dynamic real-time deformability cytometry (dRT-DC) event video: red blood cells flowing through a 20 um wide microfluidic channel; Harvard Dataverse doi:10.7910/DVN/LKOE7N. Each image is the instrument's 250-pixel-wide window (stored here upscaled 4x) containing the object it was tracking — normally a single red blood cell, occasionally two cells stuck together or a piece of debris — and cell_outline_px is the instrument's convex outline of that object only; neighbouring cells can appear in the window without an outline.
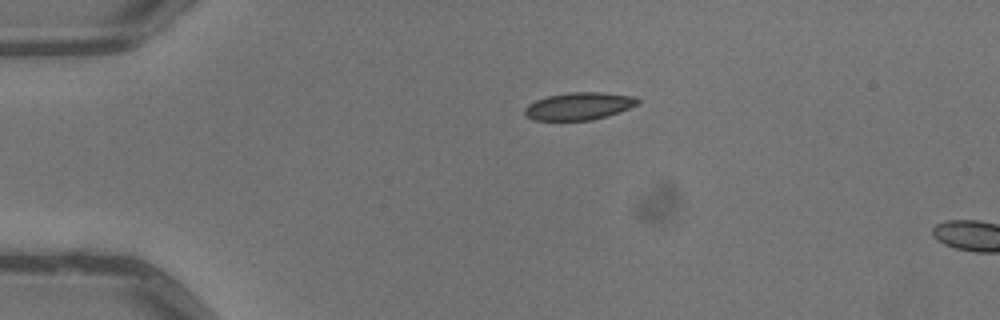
{"species": "common noctule bat (a hibernating species)", "species_latin": "Nyctalus noctula", "temperature_condition": "warm", "stored_images_in_passage": 2, "camera_frame_rate_fps": 3000, "um_per_image_px": 0.085, "animal": {"sex": "male", "body_mass_g": 13.3}, "frame": {"image": 1, "passage_image": 1, "time_ms": 0.0, "image_size_px": [1000, 320], "cell_outline_px": [[640, 104], [608, 116], [592, 120], [532, 120], [524, 116], [524, 108], [528, 104], [536, 100], [548, 96], [572, 92], [600, 92], [636, 96], [640, 100]], "centroid_in_image_um": [49.23, 9.02], "position_along_channel_um": 35.8, "area_um2": 18.26}}